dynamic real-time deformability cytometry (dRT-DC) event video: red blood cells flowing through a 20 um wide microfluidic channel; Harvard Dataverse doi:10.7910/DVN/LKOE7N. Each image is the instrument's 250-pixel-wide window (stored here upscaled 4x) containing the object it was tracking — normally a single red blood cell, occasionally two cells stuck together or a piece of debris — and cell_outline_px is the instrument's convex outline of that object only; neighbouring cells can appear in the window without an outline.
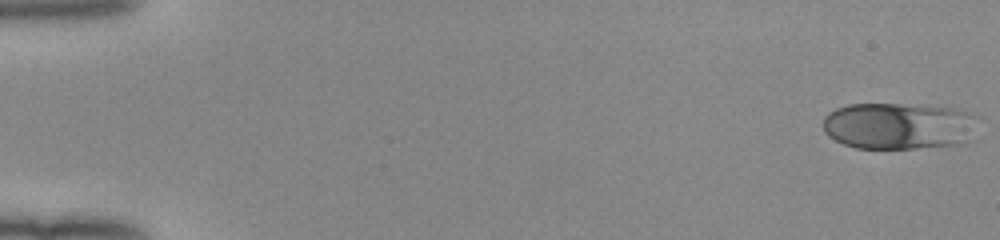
{"species": "human", "species_latin": "Homo sapiens", "temperature_condition": "room temperature", "stored_images_in_passage": 51, "camera_frame_rate_fps": 3000, "um_per_image_px": 0.085, "donor": {"sex": "female"}, "frame": {"image": 1, "passage_image": 1, "time_ms": 0.0, "image_size_px": [1000, 240], "cell_outline_px": [[980, 140], [964, 144], [916, 148], [856, 148], [844, 144], [828, 136], [824, 132], [824, 116], [828, 112], [836, 108], [848, 104], [936, 104], [956, 108], [980, 116]], "centroid_in_image_um": [76.61, 10.69], "position_along_channel_um": 8.4, "area_um2": 44.22}}
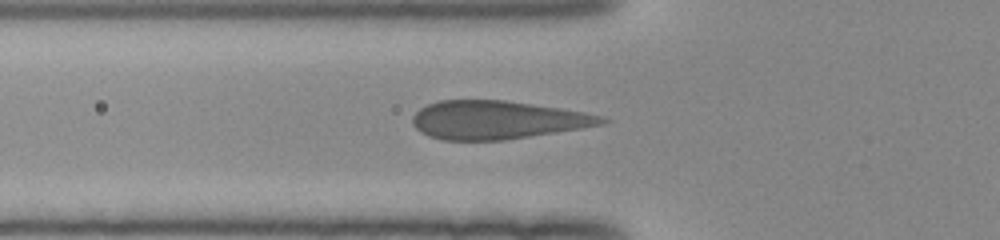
{"frame": {"image": 2, "passage_image": 19, "time_ms": 6.0, "image_size_px": [1000, 240], "cell_outline_px": [[612, 120], [604, 124], [584, 128], [504, 140], [444, 140], [428, 136], [420, 132], [412, 124], [412, 116], [420, 108], [428, 104], [440, 100], [504, 100], [560, 108], [584, 112], [604, 116]], "centroid_in_image_um": [42.28, 10.19], "position_along_channel_um": 83.5, "area_um2": 42.37}}
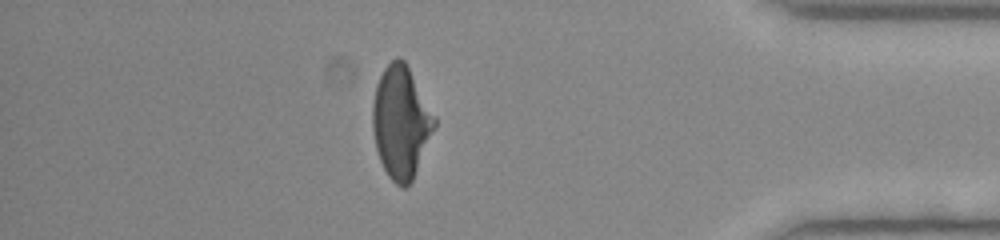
{"frame": {"image": 3, "passage_image": 45, "time_ms": 14.667, "image_size_px": [1000, 240], "cell_outline_px": [[436, 128], [412, 180], [404, 188], [400, 188], [388, 176], [380, 160], [376, 148], [372, 128], [372, 104], [376, 84], [384, 68], [396, 56], [400, 56], [404, 60], [436, 116]], "centroid_in_image_um": [34.09, 10.38], "position_along_channel_um": 401.1, "area_um2": 40.58}}